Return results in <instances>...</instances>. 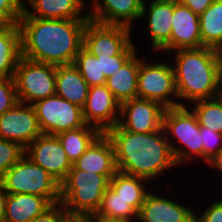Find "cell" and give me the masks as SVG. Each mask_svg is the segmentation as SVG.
<instances>
[{"label": "cell", "mask_w": 222, "mask_h": 222, "mask_svg": "<svg viewBox=\"0 0 222 222\" xmlns=\"http://www.w3.org/2000/svg\"><path fill=\"white\" fill-rule=\"evenodd\" d=\"M163 56L164 59L158 57L154 62L152 58H150L152 61H148L145 56L140 57L137 80L138 98L159 102L165 108L179 107L172 62L169 61L167 55Z\"/></svg>", "instance_id": "obj_7"}, {"label": "cell", "mask_w": 222, "mask_h": 222, "mask_svg": "<svg viewBox=\"0 0 222 222\" xmlns=\"http://www.w3.org/2000/svg\"><path fill=\"white\" fill-rule=\"evenodd\" d=\"M134 29L124 25L102 24L88 20L83 47L91 54L120 55L132 42Z\"/></svg>", "instance_id": "obj_10"}, {"label": "cell", "mask_w": 222, "mask_h": 222, "mask_svg": "<svg viewBox=\"0 0 222 222\" xmlns=\"http://www.w3.org/2000/svg\"><path fill=\"white\" fill-rule=\"evenodd\" d=\"M21 58V33L19 25L0 31V77H14Z\"/></svg>", "instance_id": "obj_26"}, {"label": "cell", "mask_w": 222, "mask_h": 222, "mask_svg": "<svg viewBox=\"0 0 222 222\" xmlns=\"http://www.w3.org/2000/svg\"><path fill=\"white\" fill-rule=\"evenodd\" d=\"M24 155L25 148L19 143L0 139V178Z\"/></svg>", "instance_id": "obj_31"}, {"label": "cell", "mask_w": 222, "mask_h": 222, "mask_svg": "<svg viewBox=\"0 0 222 222\" xmlns=\"http://www.w3.org/2000/svg\"><path fill=\"white\" fill-rule=\"evenodd\" d=\"M71 169H80L104 175L110 180L118 171L115 151L110 138L101 133L87 150L73 163Z\"/></svg>", "instance_id": "obj_18"}, {"label": "cell", "mask_w": 222, "mask_h": 222, "mask_svg": "<svg viewBox=\"0 0 222 222\" xmlns=\"http://www.w3.org/2000/svg\"><path fill=\"white\" fill-rule=\"evenodd\" d=\"M32 105L45 135H57L86 124L82 108L57 95L41 99Z\"/></svg>", "instance_id": "obj_9"}, {"label": "cell", "mask_w": 222, "mask_h": 222, "mask_svg": "<svg viewBox=\"0 0 222 222\" xmlns=\"http://www.w3.org/2000/svg\"><path fill=\"white\" fill-rule=\"evenodd\" d=\"M14 81L20 102H35L55 95L56 65L37 62L21 57Z\"/></svg>", "instance_id": "obj_8"}, {"label": "cell", "mask_w": 222, "mask_h": 222, "mask_svg": "<svg viewBox=\"0 0 222 222\" xmlns=\"http://www.w3.org/2000/svg\"><path fill=\"white\" fill-rule=\"evenodd\" d=\"M100 134L101 132L97 128L85 124L80 128L64 131L56 136L73 164Z\"/></svg>", "instance_id": "obj_28"}, {"label": "cell", "mask_w": 222, "mask_h": 222, "mask_svg": "<svg viewBox=\"0 0 222 222\" xmlns=\"http://www.w3.org/2000/svg\"><path fill=\"white\" fill-rule=\"evenodd\" d=\"M206 165L215 168L214 170L218 169L219 174L222 173V149L217 154H215L211 159H209Z\"/></svg>", "instance_id": "obj_40"}, {"label": "cell", "mask_w": 222, "mask_h": 222, "mask_svg": "<svg viewBox=\"0 0 222 222\" xmlns=\"http://www.w3.org/2000/svg\"><path fill=\"white\" fill-rule=\"evenodd\" d=\"M88 0H30L24 11L40 19H89Z\"/></svg>", "instance_id": "obj_20"}, {"label": "cell", "mask_w": 222, "mask_h": 222, "mask_svg": "<svg viewBox=\"0 0 222 222\" xmlns=\"http://www.w3.org/2000/svg\"><path fill=\"white\" fill-rule=\"evenodd\" d=\"M106 135L113 144L119 172L155 184L153 181H158L160 175L164 177L177 166L163 127L152 133H135L116 124Z\"/></svg>", "instance_id": "obj_2"}, {"label": "cell", "mask_w": 222, "mask_h": 222, "mask_svg": "<svg viewBox=\"0 0 222 222\" xmlns=\"http://www.w3.org/2000/svg\"><path fill=\"white\" fill-rule=\"evenodd\" d=\"M212 201L208 205L205 204L204 210L200 208L202 211H198V208L193 207L197 211H195L194 222H222V196Z\"/></svg>", "instance_id": "obj_35"}, {"label": "cell", "mask_w": 222, "mask_h": 222, "mask_svg": "<svg viewBox=\"0 0 222 222\" xmlns=\"http://www.w3.org/2000/svg\"><path fill=\"white\" fill-rule=\"evenodd\" d=\"M174 0H144L139 21H145L150 46L154 54L170 53V36L172 33V15Z\"/></svg>", "instance_id": "obj_11"}, {"label": "cell", "mask_w": 222, "mask_h": 222, "mask_svg": "<svg viewBox=\"0 0 222 222\" xmlns=\"http://www.w3.org/2000/svg\"><path fill=\"white\" fill-rule=\"evenodd\" d=\"M202 47L222 48V0L213 3L199 16Z\"/></svg>", "instance_id": "obj_27"}, {"label": "cell", "mask_w": 222, "mask_h": 222, "mask_svg": "<svg viewBox=\"0 0 222 222\" xmlns=\"http://www.w3.org/2000/svg\"><path fill=\"white\" fill-rule=\"evenodd\" d=\"M162 127L178 167L191 160L203 161L200 126L188 106L165 108Z\"/></svg>", "instance_id": "obj_5"}, {"label": "cell", "mask_w": 222, "mask_h": 222, "mask_svg": "<svg viewBox=\"0 0 222 222\" xmlns=\"http://www.w3.org/2000/svg\"><path fill=\"white\" fill-rule=\"evenodd\" d=\"M143 1L92 0L88 3V17L90 20L102 24L124 25L134 28L132 25L135 22L139 23Z\"/></svg>", "instance_id": "obj_17"}, {"label": "cell", "mask_w": 222, "mask_h": 222, "mask_svg": "<svg viewBox=\"0 0 222 222\" xmlns=\"http://www.w3.org/2000/svg\"><path fill=\"white\" fill-rule=\"evenodd\" d=\"M170 52L202 47L199 16L174 0Z\"/></svg>", "instance_id": "obj_19"}, {"label": "cell", "mask_w": 222, "mask_h": 222, "mask_svg": "<svg viewBox=\"0 0 222 222\" xmlns=\"http://www.w3.org/2000/svg\"><path fill=\"white\" fill-rule=\"evenodd\" d=\"M62 222H88L87 217L68 215Z\"/></svg>", "instance_id": "obj_42"}, {"label": "cell", "mask_w": 222, "mask_h": 222, "mask_svg": "<svg viewBox=\"0 0 222 222\" xmlns=\"http://www.w3.org/2000/svg\"><path fill=\"white\" fill-rule=\"evenodd\" d=\"M42 134L31 104L19 101L0 117V139L14 141L26 148Z\"/></svg>", "instance_id": "obj_12"}, {"label": "cell", "mask_w": 222, "mask_h": 222, "mask_svg": "<svg viewBox=\"0 0 222 222\" xmlns=\"http://www.w3.org/2000/svg\"><path fill=\"white\" fill-rule=\"evenodd\" d=\"M0 180L8 194L28 193L44 197L52 205L60 203V184L27 155L14 164Z\"/></svg>", "instance_id": "obj_6"}, {"label": "cell", "mask_w": 222, "mask_h": 222, "mask_svg": "<svg viewBox=\"0 0 222 222\" xmlns=\"http://www.w3.org/2000/svg\"><path fill=\"white\" fill-rule=\"evenodd\" d=\"M151 183L145 178L127 175L119 171L109 180V186L119 196L126 200H134V209L137 212H139L147 194L151 191L150 188L152 189L153 184Z\"/></svg>", "instance_id": "obj_25"}, {"label": "cell", "mask_w": 222, "mask_h": 222, "mask_svg": "<svg viewBox=\"0 0 222 222\" xmlns=\"http://www.w3.org/2000/svg\"><path fill=\"white\" fill-rule=\"evenodd\" d=\"M51 206L42 196L7 193L3 222H31Z\"/></svg>", "instance_id": "obj_21"}, {"label": "cell", "mask_w": 222, "mask_h": 222, "mask_svg": "<svg viewBox=\"0 0 222 222\" xmlns=\"http://www.w3.org/2000/svg\"><path fill=\"white\" fill-rule=\"evenodd\" d=\"M19 102L14 77H0V117Z\"/></svg>", "instance_id": "obj_34"}, {"label": "cell", "mask_w": 222, "mask_h": 222, "mask_svg": "<svg viewBox=\"0 0 222 222\" xmlns=\"http://www.w3.org/2000/svg\"><path fill=\"white\" fill-rule=\"evenodd\" d=\"M88 222H106V221H101V220H99V219H94V218H92V217H89V218H88Z\"/></svg>", "instance_id": "obj_43"}, {"label": "cell", "mask_w": 222, "mask_h": 222, "mask_svg": "<svg viewBox=\"0 0 222 222\" xmlns=\"http://www.w3.org/2000/svg\"><path fill=\"white\" fill-rule=\"evenodd\" d=\"M82 113L87 125L106 133L118 124L120 103L106 85L92 86L89 87Z\"/></svg>", "instance_id": "obj_15"}, {"label": "cell", "mask_w": 222, "mask_h": 222, "mask_svg": "<svg viewBox=\"0 0 222 222\" xmlns=\"http://www.w3.org/2000/svg\"><path fill=\"white\" fill-rule=\"evenodd\" d=\"M16 23L2 10H0V31L12 29Z\"/></svg>", "instance_id": "obj_39"}, {"label": "cell", "mask_w": 222, "mask_h": 222, "mask_svg": "<svg viewBox=\"0 0 222 222\" xmlns=\"http://www.w3.org/2000/svg\"><path fill=\"white\" fill-rule=\"evenodd\" d=\"M67 216L68 213L64 209L63 204L57 203L31 222H62Z\"/></svg>", "instance_id": "obj_36"}, {"label": "cell", "mask_w": 222, "mask_h": 222, "mask_svg": "<svg viewBox=\"0 0 222 222\" xmlns=\"http://www.w3.org/2000/svg\"><path fill=\"white\" fill-rule=\"evenodd\" d=\"M25 155L46 170L59 184L65 180L73 166L56 135L38 136L25 148Z\"/></svg>", "instance_id": "obj_14"}, {"label": "cell", "mask_w": 222, "mask_h": 222, "mask_svg": "<svg viewBox=\"0 0 222 222\" xmlns=\"http://www.w3.org/2000/svg\"><path fill=\"white\" fill-rule=\"evenodd\" d=\"M22 5L25 6L30 0H20Z\"/></svg>", "instance_id": "obj_44"}, {"label": "cell", "mask_w": 222, "mask_h": 222, "mask_svg": "<svg viewBox=\"0 0 222 222\" xmlns=\"http://www.w3.org/2000/svg\"><path fill=\"white\" fill-rule=\"evenodd\" d=\"M165 107L159 102L133 98L120 104L118 125L135 133H152L162 128Z\"/></svg>", "instance_id": "obj_13"}, {"label": "cell", "mask_w": 222, "mask_h": 222, "mask_svg": "<svg viewBox=\"0 0 222 222\" xmlns=\"http://www.w3.org/2000/svg\"><path fill=\"white\" fill-rule=\"evenodd\" d=\"M167 55L171 57L174 69L179 106H189L193 102L222 95V58L219 50L203 46L178 49Z\"/></svg>", "instance_id": "obj_3"}, {"label": "cell", "mask_w": 222, "mask_h": 222, "mask_svg": "<svg viewBox=\"0 0 222 222\" xmlns=\"http://www.w3.org/2000/svg\"><path fill=\"white\" fill-rule=\"evenodd\" d=\"M0 10L4 11L16 24L24 12V6L20 0H0Z\"/></svg>", "instance_id": "obj_37"}, {"label": "cell", "mask_w": 222, "mask_h": 222, "mask_svg": "<svg viewBox=\"0 0 222 222\" xmlns=\"http://www.w3.org/2000/svg\"><path fill=\"white\" fill-rule=\"evenodd\" d=\"M6 197H7V192L4 190L3 184L0 180V222H3Z\"/></svg>", "instance_id": "obj_41"}, {"label": "cell", "mask_w": 222, "mask_h": 222, "mask_svg": "<svg viewBox=\"0 0 222 222\" xmlns=\"http://www.w3.org/2000/svg\"><path fill=\"white\" fill-rule=\"evenodd\" d=\"M200 134L203 146V162L207 163L222 149V134L204 126H200Z\"/></svg>", "instance_id": "obj_33"}, {"label": "cell", "mask_w": 222, "mask_h": 222, "mask_svg": "<svg viewBox=\"0 0 222 222\" xmlns=\"http://www.w3.org/2000/svg\"><path fill=\"white\" fill-rule=\"evenodd\" d=\"M188 107L196 115L199 126L222 134V95L193 102Z\"/></svg>", "instance_id": "obj_29"}, {"label": "cell", "mask_w": 222, "mask_h": 222, "mask_svg": "<svg viewBox=\"0 0 222 222\" xmlns=\"http://www.w3.org/2000/svg\"><path fill=\"white\" fill-rule=\"evenodd\" d=\"M73 65L78 69L89 87L106 85L107 78L102 72L101 57H96L82 47Z\"/></svg>", "instance_id": "obj_30"}, {"label": "cell", "mask_w": 222, "mask_h": 222, "mask_svg": "<svg viewBox=\"0 0 222 222\" xmlns=\"http://www.w3.org/2000/svg\"><path fill=\"white\" fill-rule=\"evenodd\" d=\"M133 41L120 55H98L96 57H101L102 72L106 78L110 77L121 68L139 49L137 45H134Z\"/></svg>", "instance_id": "obj_32"}, {"label": "cell", "mask_w": 222, "mask_h": 222, "mask_svg": "<svg viewBox=\"0 0 222 222\" xmlns=\"http://www.w3.org/2000/svg\"><path fill=\"white\" fill-rule=\"evenodd\" d=\"M89 19H40L25 11L19 20L21 57L53 65L73 64Z\"/></svg>", "instance_id": "obj_1"}, {"label": "cell", "mask_w": 222, "mask_h": 222, "mask_svg": "<svg viewBox=\"0 0 222 222\" xmlns=\"http://www.w3.org/2000/svg\"><path fill=\"white\" fill-rule=\"evenodd\" d=\"M177 3L182 4L191 9L195 14L200 16L214 0H175Z\"/></svg>", "instance_id": "obj_38"}, {"label": "cell", "mask_w": 222, "mask_h": 222, "mask_svg": "<svg viewBox=\"0 0 222 222\" xmlns=\"http://www.w3.org/2000/svg\"><path fill=\"white\" fill-rule=\"evenodd\" d=\"M137 51L121 68L107 78L106 86L121 104L138 97L137 80L140 57Z\"/></svg>", "instance_id": "obj_23"}, {"label": "cell", "mask_w": 222, "mask_h": 222, "mask_svg": "<svg viewBox=\"0 0 222 222\" xmlns=\"http://www.w3.org/2000/svg\"><path fill=\"white\" fill-rule=\"evenodd\" d=\"M92 218L106 222H137L138 212L134 209V200L122 198L108 186Z\"/></svg>", "instance_id": "obj_24"}, {"label": "cell", "mask_w": 222, "mask_h": 222, "mask_svg": "<svg viewBox=\"0 0 222 222\" xmlns=\"http://www.w3.org/2000/svg\"><path fill=\"white\" fill-rule=\"evenodd\" d=\"M151 191L147 194L142 207L138 212L137 222H194L195 210L173 200L162 193ZM160 194V195H157Z\"/></svg>", "instance_id": "obj_16"}, {"label": "cell", "mask_w": 222, "mask_h": 222, "mask_svg": "<svg viewBox=\"0 0 222 222\" xmlns=\"http://www.w3.org/2000/svg\"><path fill=\"white\" fill-rule=\"evenodd\" d=\"M88 91L89 85L73 64L56 66L55 95L82 108Z\"/></svg>", "instance_id": "obj_22"}, {"label": "cell", "mask_w": 222, "mask_h": 222, "mask_svg": "<svg viewBox=\"0 0 222 222\" xmlns=\"http://www.w3.org/2000/svg\"><path fill=\"white\" fill-rule=\"evenodd\" d=\"M108 186L102 174L70 169L60 184V203L70 216L93 217Z\"/></svg>", "instance_id": "obj_4"}]
</instances>
